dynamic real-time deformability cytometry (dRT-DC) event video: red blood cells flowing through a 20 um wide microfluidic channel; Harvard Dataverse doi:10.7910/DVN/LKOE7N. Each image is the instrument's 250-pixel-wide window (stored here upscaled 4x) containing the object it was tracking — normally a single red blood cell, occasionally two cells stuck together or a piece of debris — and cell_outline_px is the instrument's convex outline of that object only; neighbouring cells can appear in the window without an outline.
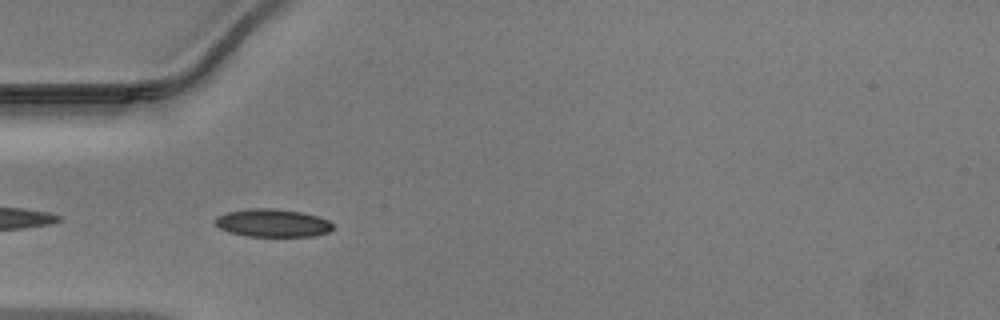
{"species": "Egyptian fruit bat (a non-hibernating species)", "species_latin": "Rousettus aegyptiacus", "temperature_condition": "warm", "stored_images_in_passage": 6, "camera_frame_rate_fps": 3000, "um_per_image_px": 0.085, "animal": {"sex": "male"}, "frame": {"image": 1, "passage_image": 3, "time_ms": 0.667, "image_size_px": [1000, 320], "cell_outline_px": [[332, 228], [328, 232], [312, 236], [248, 236], [228, 232], [220, 228], [212, 220], [216, 216], [228, 212], [252, 208], [272, 208], [300, 212], [316, 216], [328, 220], [332, 224]], "centroid_in_image_um": [23.12, 18.95], "position_along_channel_um": 61.9, "area_um2": 19.02}}